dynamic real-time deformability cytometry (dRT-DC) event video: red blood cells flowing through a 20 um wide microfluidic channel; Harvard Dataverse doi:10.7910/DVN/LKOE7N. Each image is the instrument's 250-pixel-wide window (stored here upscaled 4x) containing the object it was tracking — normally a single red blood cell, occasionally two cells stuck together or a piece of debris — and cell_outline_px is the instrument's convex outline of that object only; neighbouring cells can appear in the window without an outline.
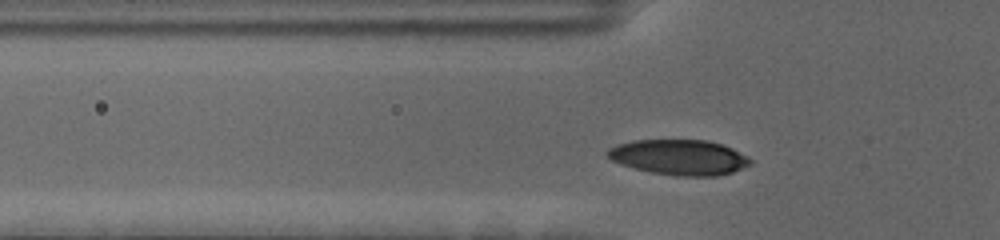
{"species": "human", "species_latin": "Homo sapiens", "temperature_condition": "cold", "stored_images_in_passage": 34, "camera_frame_rate_fps": 3000, "um_per_image_px": 0.085, "donor": {"sex": "female"}, "frame": {"image": 1, "passage_image": 3, "time_ms": 0.667, "image_size_px": [1000, 240], "cell_outline_px": [[752, 164], [732, 172], [716, 176], [676, 176], [652, 172], [620, 164], [612, 160], [604, 152], [608, 148], [616, 144], [632, 140], [708, 140], [732, 148], [748, 156], [752, 160]], "centroid_in_image_um": [57.73, 13.36], "position_along_channel_um": 68.1, "area_um2": 29.48}}
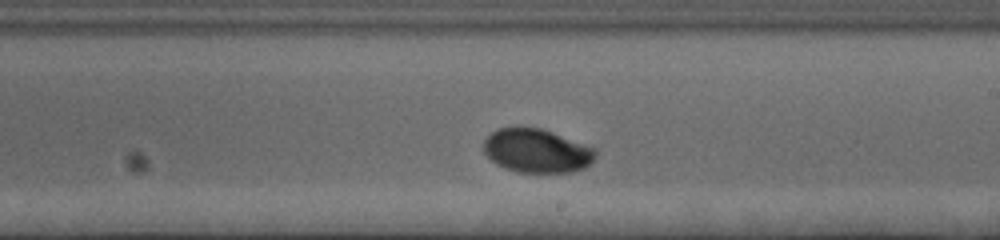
{"frame": {"image": 2, "passage_image": 18, "time_ms": 5.667, "image_size_px": [1000, 240], "cell_outline_px": [[596, 156], [592, 164], [584, 168], [572, 172], [516, 172], [504, 168], [496, 164], [484, 152], [484, 140], [496, 128], [516, 124], [540, 128], [552, 132], [596, 148]], "centroid_in_image_um": [45.61, 12.79], "position_along_channel_um": 243.4, "area_um2": 29.13}}
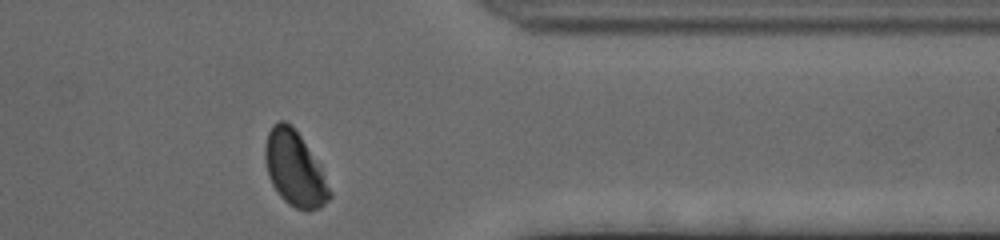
{"frame": {"image": 3, "passage_image": 31, "time_ms": 10.0, "image_size_px": [1000, 240], "cell_outline_px": [[332, 196], [320, 208], [308, 212], [296, 208], [288, 204], [280, 196], [272, 184], [268, 176], [264, 160], [264, 148], [268, 132], [272, 124], [280, 120], [284, 120], [300, 136], [320, 164], [332, 192]], "centroid_in_image_um": [25.05, 14.38], "position_along_channel_um": 386.3, "area_um2": 28.26}, "authors_computed_cell_mechanics": {"area_um2": 29.0445, "velocity_mm_per_s": 3.5296, "shape_relaxation_time_tau1_ms": 3.6635, "shape_relaxation_time_tau2_ms": null, "deformation_change_tau1": 0.1572, "deformation_change_tau2": null}}